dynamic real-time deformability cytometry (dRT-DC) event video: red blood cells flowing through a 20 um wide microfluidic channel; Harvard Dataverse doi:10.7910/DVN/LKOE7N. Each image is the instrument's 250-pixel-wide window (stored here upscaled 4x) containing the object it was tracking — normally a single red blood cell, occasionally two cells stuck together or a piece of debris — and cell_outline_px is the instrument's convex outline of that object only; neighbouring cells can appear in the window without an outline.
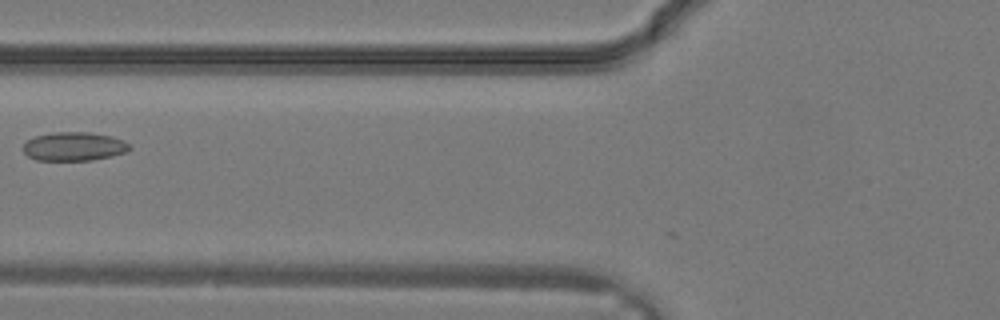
{"species": "common noctule bat (a hibernating species)", "species_latin": "Nyctalus noctula", "temperature_condition": "warm", "stored_images_in_passage": 6, "camera_frame_rate_fps": 3000, "um_per_image_px": 0.085, "animal": {"sex": "male", "body_mass_g": 19.2, "forearm_length_mm": 51.8}, "frame": {"image": 1, "passage_image": 5, "time_ms": 1.333, "image_size_px": [1000, 320], "cell_outline_px": [[132, 148], [128, 152], [112, 156], [92, 160], [36, 160], [28, 156], [24, 152], [24, 144], [28, 140], [36, 136], [52, 132], [88, 132], [112, 136], [124, 140]], "centroid_in_image_um": [6.33, 12.45], "position_along_channel_um": 119.5, "area_um2": 17.86}}